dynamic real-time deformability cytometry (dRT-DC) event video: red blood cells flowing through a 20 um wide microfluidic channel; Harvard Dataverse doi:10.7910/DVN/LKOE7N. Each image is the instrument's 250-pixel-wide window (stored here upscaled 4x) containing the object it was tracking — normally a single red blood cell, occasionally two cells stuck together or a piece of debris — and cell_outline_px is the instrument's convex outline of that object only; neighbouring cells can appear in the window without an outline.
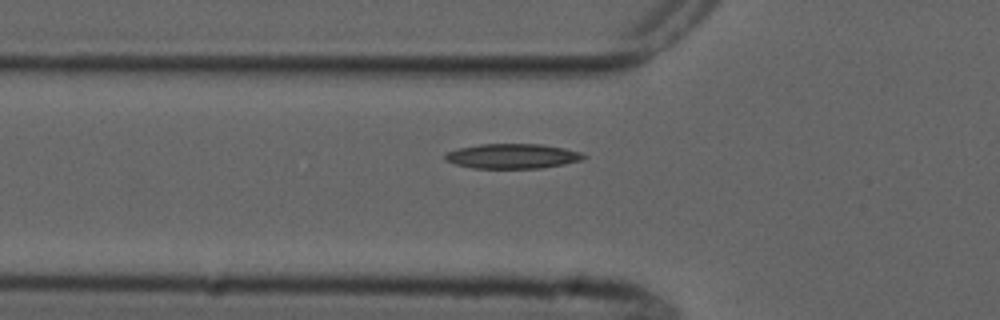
{"species": "common noctule bat (a hibernating species)", "species_latin": "Nyctalus noctula", "temperature_condition": "cold", "stored_images_in_passage": 6, "camera_frame_rate_fps": 3000, "um_per_image_px": 0.085, "animal": {"sex": "male", "forearm_length_mm": 52.5}, "frame": {"image": 1, "passage_image": 6, "time_ms": 6.0, "image_size_px": [1000, 320], "cell_outline_px": [[588, 156], [580, 160], [564, 164], [540, 168], [472, 168], [456, 164], [444, 160], [444, 156], [448, 152], [456, 148], [480, 144], [540, 144], [564, 148], [580, 152]], "centroid_in_image_um": [43.53, 13.27], "position_along_channel_um": 82.3, "area_um2": 20.0}}